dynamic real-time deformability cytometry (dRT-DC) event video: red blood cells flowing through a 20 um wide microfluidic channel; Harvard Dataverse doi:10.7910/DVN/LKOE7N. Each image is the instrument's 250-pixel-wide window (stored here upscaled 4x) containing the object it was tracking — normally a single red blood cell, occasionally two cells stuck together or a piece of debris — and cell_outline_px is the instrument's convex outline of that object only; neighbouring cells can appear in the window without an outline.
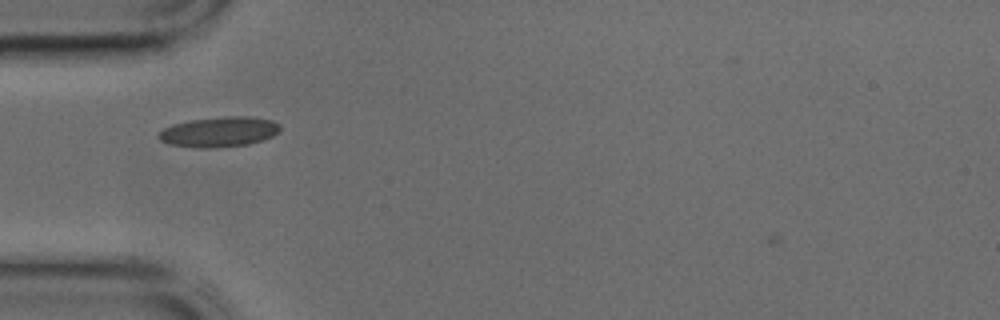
{"species": "common noctule bat (a hibernating species)", "species_latin": "Nyctalus noctula", "temperature_condition": "cold", "stored_images_in_passage": 31, "camera_frame_rate_fps": 3000, "um_per_image_px": 0.085, "animal": {"sex": "male", "body_mass_g": 17.9, "forearm_length_mm": 54.2}, "frame": {"image": 1, "passage_image": 7, "time_ms": 2.0, "image_size_px": [1000, 320], "cell_outline_px": [[280, 132], [272, 136], [248, 144], [216, 148], [200, 148], [168, 144], [160, 140], [156, 136], [164, 128], [172, 124], [188, 120], [224, 116], [252, 116], [272, 120], [280, 124]], "centroid_in_image_um": [18.62, 11.2], "position_along_channel_um": 66.4, "area_um2": 21.56}}